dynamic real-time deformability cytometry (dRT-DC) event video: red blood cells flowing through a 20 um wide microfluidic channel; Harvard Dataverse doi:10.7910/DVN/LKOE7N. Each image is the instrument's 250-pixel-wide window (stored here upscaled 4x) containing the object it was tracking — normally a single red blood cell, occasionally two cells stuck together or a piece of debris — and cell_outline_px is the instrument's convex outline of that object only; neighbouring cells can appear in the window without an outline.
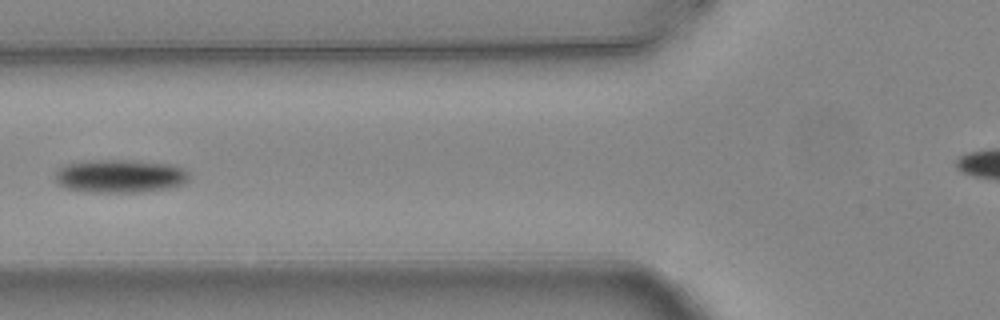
{"species": "common noctule bat (a hibernating species)", "species_latin": "Nyctalus noctula", "temperature_condition": "warm", "stored_images_in_passage": 5, "camera_frame_rate_fps": 3000, "um_per_image_px": 0.085, "animal": {"sex": "female", "body_mass_g": 24.6, "forearm_length_mm": 56.2}, "frame": {"image": 1, "passage_image": 5, "time_ms": 1.333, "image_size_px": [1000, 320], "cell_outline_px": [[188, 180], [184, 184], [168, 188], [144, 192], [84, 192], [64, 188], [56, 184], [56, 172], [60, 168], [68, 164], [88, 160], [124, 160], [168, 164], [184, 168], [188, 172]], "centroid_in_image_um": [10.18, 14.98], "position_along_channel_um": 115.6, "area_um2": 26.01}}